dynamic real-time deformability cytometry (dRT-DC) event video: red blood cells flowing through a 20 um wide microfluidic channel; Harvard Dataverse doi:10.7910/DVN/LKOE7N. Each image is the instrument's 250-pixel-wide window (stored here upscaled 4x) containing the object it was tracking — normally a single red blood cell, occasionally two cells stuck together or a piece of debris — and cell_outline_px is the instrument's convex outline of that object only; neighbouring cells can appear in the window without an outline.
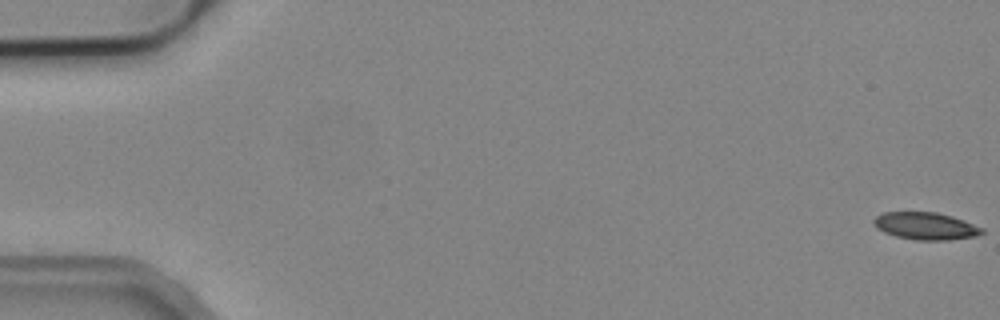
{"species": "common noctule bat (a hibernating species)", "species_latin": "Nyctalus noctula", "temperature_condition": "cold", "stored_images_in_passage": 4, "camera_frame_rate_fps": 3000, "um_per_image_px": 0.085, "animal": {"sex": "male", "body_mass_g": 19.2, "forearm_length_mm": 51.8}, "frame": {"image": 1, "passage_image": 1, "time_ms": 0.0, "image_size_px": [1000, 320], "cell_outline_px": [[984, 232], [976, 236], [948, 240], [916, 240], [896, 236], [884, 232], [876, 228], [872, 220], [876, 216], [884, 212], [936, 212], [952, 216], [964, 220], [984, 228]], "centroid_in_image_um": [78.68, 19.21], "position_along_channel_um": 6.3, "area_um2": 17.28}}